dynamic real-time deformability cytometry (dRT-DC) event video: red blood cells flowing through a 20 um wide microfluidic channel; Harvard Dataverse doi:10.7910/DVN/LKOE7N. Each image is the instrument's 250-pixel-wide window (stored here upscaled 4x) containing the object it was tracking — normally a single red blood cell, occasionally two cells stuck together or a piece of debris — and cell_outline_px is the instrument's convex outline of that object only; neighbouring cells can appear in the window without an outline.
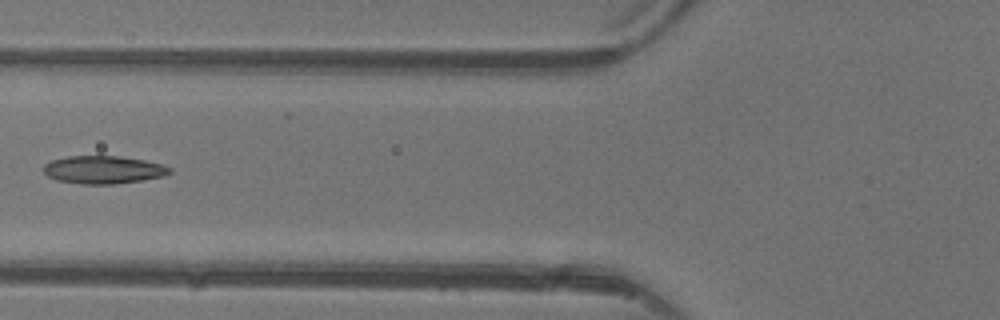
{"species": "common noctule bat (a hibernating species)", "species_latin": "Nyctalus noctula", "temperature_condition": "warm", "stored_images_in_passage": 6, "camera_frame_rate_fps": 3000, "um_per_image_px": 0.085, "animal": {"sex": "female"}, "frame": {"image": 1, "passage_image": 6, "time_ms": 6.0, "image_size_px": [1000, 320], "cell_outline_px": [[172, 172], [164, 176], [144, 180], [116, 184], [80, 184], [56, 180], [48, 176], [44, 172], [44, 164], [52, 160], [68, 156], [120, 156], [144, 160], [164, 164], [172, 168]], "centroid_in_image_um": [8.83, 14.43], "position_along_channel_um": 117.0, "area_um2": 20.69}}